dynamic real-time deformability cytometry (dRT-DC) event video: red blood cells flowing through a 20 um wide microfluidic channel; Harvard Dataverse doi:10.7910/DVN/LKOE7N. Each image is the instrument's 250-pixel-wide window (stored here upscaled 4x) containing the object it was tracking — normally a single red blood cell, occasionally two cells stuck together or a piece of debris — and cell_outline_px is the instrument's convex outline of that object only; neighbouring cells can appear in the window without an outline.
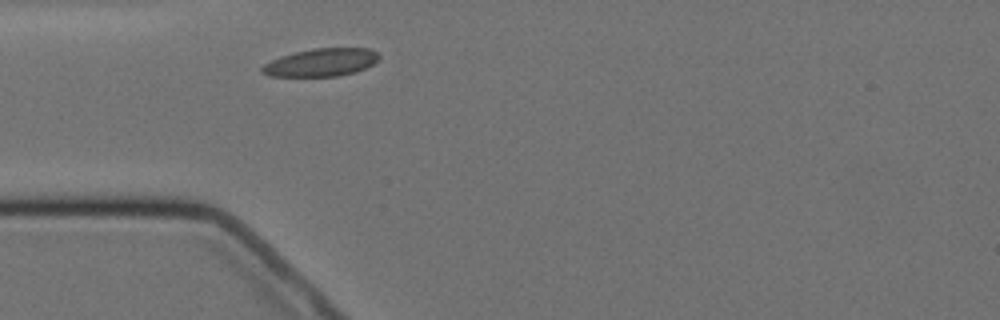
{"species": "Egyptian fruit bat (a non-hibernating species)", "species_latin": "Rousettus aegyptiacus", "temperature_condition": "cold", "stored_images_in_passage": 1, "camera_frame_rate_fps": 3000, "um_per_image_px": 0.085, "animal": {"sex": "female"}, "frame": {"image": 1, "passage_image": 1, "time_ms": 0.0, "image_size_px": [1000, 320], "cell_outline_px": [[380, 56], [372, 64], [356, 72], [340, 76], [268, 76], [260, 72], [260, 68], [264, 64], [280, 56], [312, 48], [368, 48], [376, 52]], "centroid_in_image_um": [27.26, 5.31], "position_along_channel_um": 57.7, "area_um2": 18.96}}